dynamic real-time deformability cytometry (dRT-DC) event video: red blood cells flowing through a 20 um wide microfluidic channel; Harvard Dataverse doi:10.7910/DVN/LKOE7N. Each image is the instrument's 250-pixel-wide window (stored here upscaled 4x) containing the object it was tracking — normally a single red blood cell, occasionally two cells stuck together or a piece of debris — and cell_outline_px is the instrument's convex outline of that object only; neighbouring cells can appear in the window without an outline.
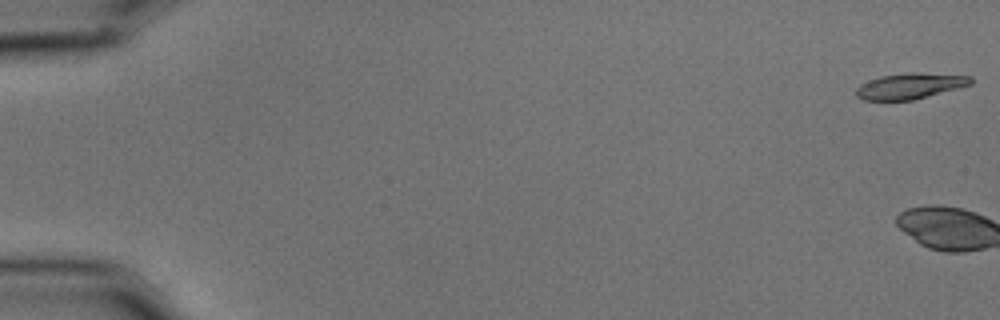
{"species": "common noctule bat (a hibernating species)", "species_latin": "Nyctalus noctula", "temperature_condition": "cold", "stored_images_in_passage": 2, "camera_frame_rate_fps": 3000, "um_per_image_px": 0.085, "animal": {"sex": "male", "body_mass_g": 15.6}, "frame": {"image": 1, "passage_image": 1, "time_ms": 0.0, "image_size_px": [1000, 320], "cell_outline_px": [[972, 84], [912, 100], [864, 100], [856, 96], [856, 88], [860, 84], [880, 76], [908, 72], [916, 72], [972, 76]], "centroid_in_image_um": [77.33, 7.3], "position_along_channel_um": 7.7, "area_um2": 17.11}}